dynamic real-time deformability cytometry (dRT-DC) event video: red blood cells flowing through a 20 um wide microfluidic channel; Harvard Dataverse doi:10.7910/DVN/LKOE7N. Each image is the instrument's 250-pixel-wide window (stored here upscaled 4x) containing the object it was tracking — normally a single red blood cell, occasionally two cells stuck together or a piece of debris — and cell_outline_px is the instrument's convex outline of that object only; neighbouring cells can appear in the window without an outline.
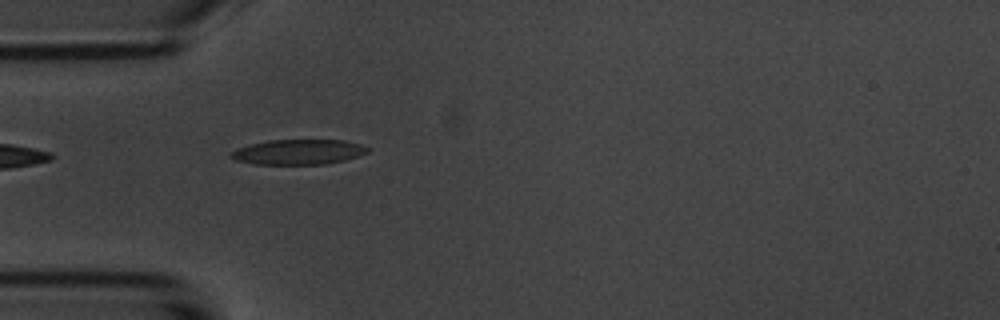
{"species": "common noctule bat (a hibernating species)", "species_latin": "Nyctalus noctula", "temperature_condition": "room temperature", "stored_images_in_passage": 11, "camera_frame_rate_fps": 3000, "um_per_image_px": 0.085, "animal": {"sex": "male", "body_mass_g": 20.1, "forearm_length_mm": 53.5}, "frame": {"image": 1, "passage_image": 1, "time_ms": 0.0, "image_size_px": [1000, 320], "cell_outline_px": [[368, 152], [344, 160], [324, 164], [252, 164], [236, 160], [232, 156], [232, 152], [236, 148], [248, 144], [268, 140], [344, 140], [360, 144], [368, 148]], "centroid_in_image_um": [25.34, 12.91], "position_along_channel_um": 59.7, "area_um2": 19.83}}
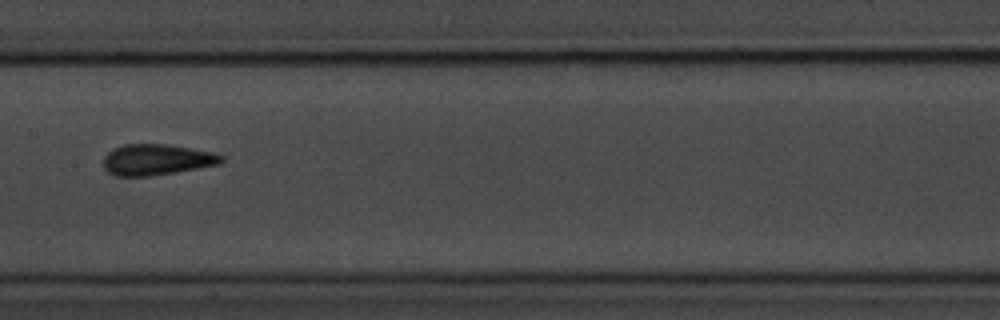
{"frame": {"image": 2, "passage_image": 4, "time_ms": 3.667, "image_size_px": [1000, 320], "cell_outline_px": [[224, 160], [220, 164], [176, 172], [148, 176], [116, 176], [108, 172], [104, 168], [104, 156], [112, 148], [124, 144], [164, 144], [216, 152], [224, 156]], "centroid_in_image_um": [13.33, 13.56], "position_along_channel_um": 194.1, "area_um2": 21.39}}
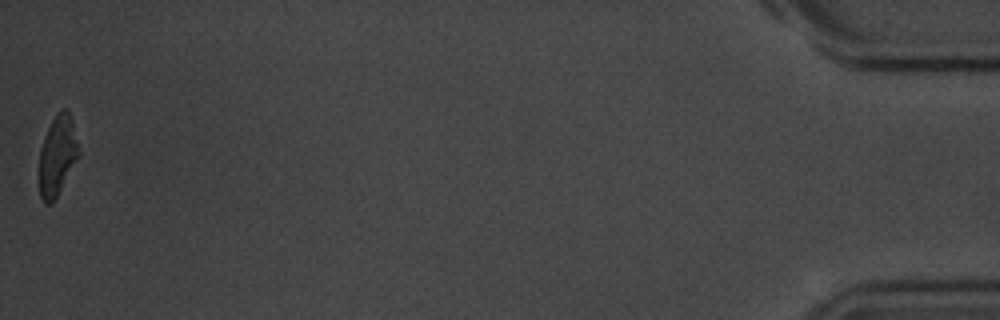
{"frame": {"image": 3, "passage_image": 11, "time_ms": 12.667, "image_size_px": [1000, 320], "cell_outline_px": [[80, 156], [52, 204], [44, 204], [40, 196], [40, 148], [44, 136], [52, 120], [64, 108], [68, 108], [72, 120], [80, 152]], "centroid_in_image_um": [4.89, 13.24], "position_along_channel_um": 430.3, "area_um2": 18.32}, "authors_computed_cell_mechanics": {"area_um2": 20.4034, "velocity_mm_per_s": 3.7008, "shape_relaxation_time_tau1_ms": 3.2643, "shape_relaxation_time_tau2_ms": null, "deformation_change_tau1": 0.1003, "deformation_change_tau2": null}}